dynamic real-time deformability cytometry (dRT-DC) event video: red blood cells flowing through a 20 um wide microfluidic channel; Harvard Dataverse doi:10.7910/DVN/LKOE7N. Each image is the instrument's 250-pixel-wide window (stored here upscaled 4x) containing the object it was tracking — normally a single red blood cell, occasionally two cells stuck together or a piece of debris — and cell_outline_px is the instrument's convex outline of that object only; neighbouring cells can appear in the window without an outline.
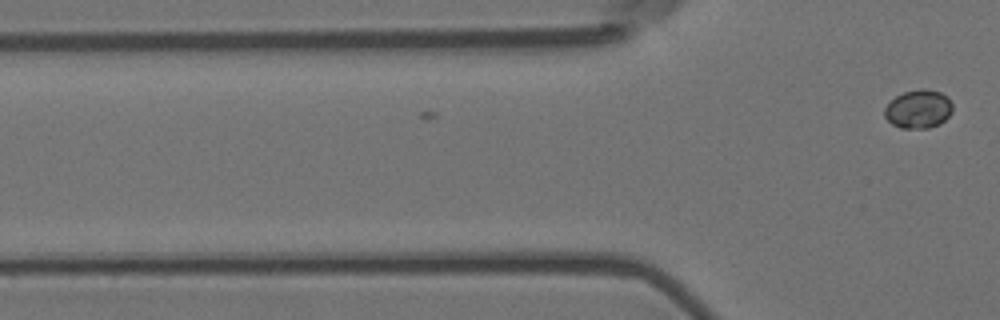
{"species": "Egyptian fruit bat (a non-hibernating species)", "species_latin": "Rousettus aegyptiacus", "temperature_condition": "room temperature", "stored_images_in_passage": 2, "camera_frame_rate_fps": 3000, "um_per_image_px": 0.085, "animal": {"sex": "female"}, "frame": {"image": 1, "passage_image": 2, "time_ms": 0.333, "image_size_px": [1000, 320], "cell_outline_px": [[952, 112], [940, 124], [928, 128], [900, 128], [892, 124], [884, 116], [884, 108], [896, 96], [904, 92], [920, 88], [924, 88], [940, 92], [948, 96], [952, 104]], "centroid_in_image_um": [78.07, 9.26], "position_along_channel_um": 47.7, "area_um2": 15.32}}